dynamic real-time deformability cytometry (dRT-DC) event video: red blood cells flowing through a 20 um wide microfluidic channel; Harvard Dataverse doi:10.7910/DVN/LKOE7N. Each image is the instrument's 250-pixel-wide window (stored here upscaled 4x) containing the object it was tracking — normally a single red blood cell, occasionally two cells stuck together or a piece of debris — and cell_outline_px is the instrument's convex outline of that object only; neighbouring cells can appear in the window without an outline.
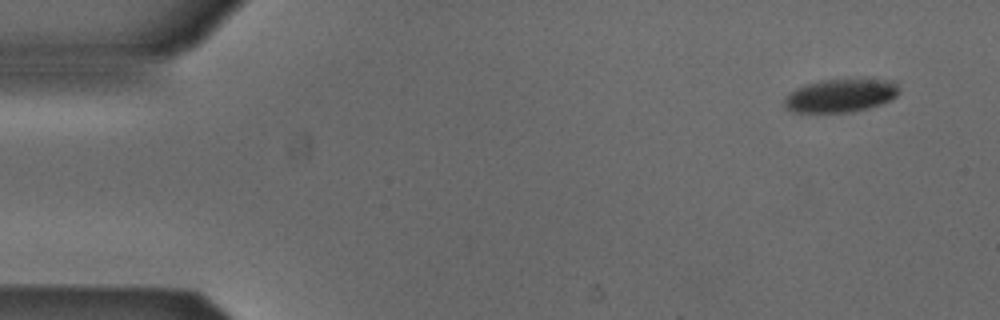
{"species": "Egyptian fruit bat (a non-hibernating species)", "species_latin": "Rousettus aegyptiacus", "temperature_condition": "cold", "stored_images_in_passage": 47, "camera_frame_rate_fps": 3000, "um_per_image_px": 0.085, "animal": {"sex": "male"}, "frame": {"image": 1, "passage_image": 1, "time_ms": 0.0, "image_size_px": [1000, 320], "cell_outline_px": [[896, 96], [880, 104], [868, 108], [848, 112], [796, 112], [788, 108], [784, 104], [784, 100], [796, 88], [820, 80], [892, 80], [896, 84]], "centroid_in_image_um": [71.43, 8.13], "position_along_channel_um": 13.6, "area_um2": 21.44}}
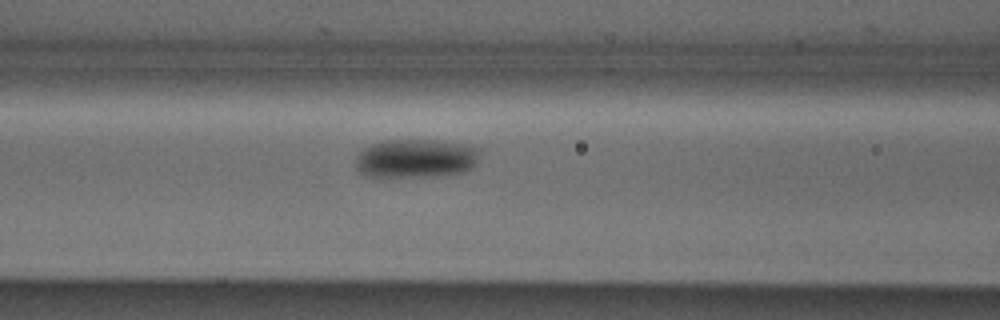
{"frame": {"image": 2, "passage_image": 19, "time_ms": 6.0, "image_size_px": [1000, 320], "cell_outline_px": [[480, 148], [476, 164], [472, 168], [464, 172], [436, 176], [368, 176], [360, 172], [356, 168], [356, 156], [364, 148], [372, 144], [384, 140], [444, 140], [464, 144]], "centroid_in_image_um": [35.38, 13.45], "position_along_channel_um": 131.2, "area_um2": 28.15}}
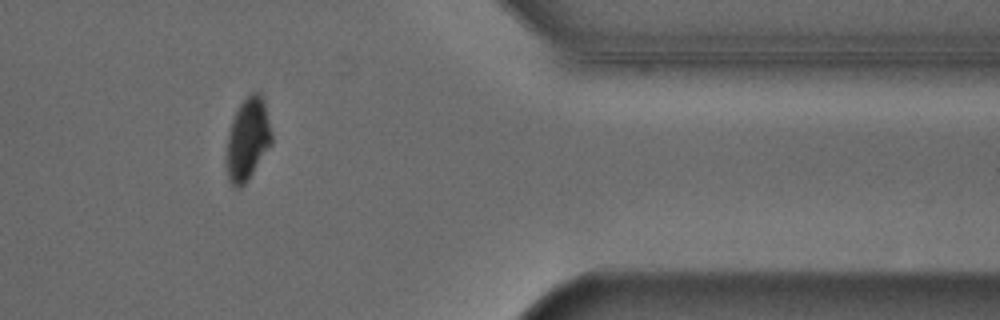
{"frame": {"image": 3, "passage_image": 41, "time_ms": 13.333, "image_size_px": [1000, 320], "cell_outline_px": [[272, 144], [248, 180], [240, 188], [236, 188], [228, 180], [228, 132], [232, 120], [240, 104], [252, 92], [260, 92], [264, 100], [272, 132]], "centroid_in_image_um": [21.09, 11.82], "position_along_channel_um": 390.3, "area_um2": 21.39}, "authors_computed_cell_mechanics": {"area_um2": 24.854, "velocity_mm_per_s": 3.8628, "shape_relaxation_time_tau1_ms": 2.451, "shape_relaxation_time_tau2_ms": null, "deformation_change_tau1": 0.1007, "deformation_change_tau2": null}}